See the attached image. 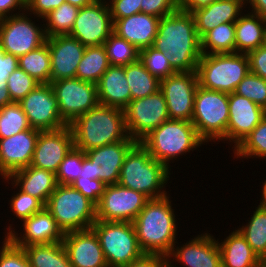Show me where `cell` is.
Listing matches in <instances>:
<instances>
[{
	"label": "cell",
	"instance_id": "11",
	"mask_svg": "<svg viewBox=\"0 0 266 267\" xmlns=\"http://www.w3.org/2000/svg\"><path fill=\"white\" fill-rule=\"evenodd\" d=\"M20 11L0 20V47L2 51L20 57L46 43L44 23L41 27Z\"/></svg>",
	"mask_w": 266,
	"mask_h": 267
},
{
	"label": "cell",
	"instance_id": "5",
	"mask_svg": "<svg viewBox=\"0 0 266 267\" xmlns=\"http://www.w3.org/2000/svg\"><path fill=\"white\" fill-rule=\"evenodd\" d=\"M140 143L149 154L168 169L169 162L205 144L191 121L168 119L151 131ZM194 149V150H193Z\"/></svg>",
	"mask_w": 266,
	"mask_h": 267
},
{
	"label": "cell",
	"instance_id": "15",
	"mask_svg": "<svg viewBox=\"0 0 266 267\" xmlns=\"http://www.w3.org/2000/svg\"><path fill=\"white\" fill-rule=\"evenodd\" d=\"M114 23L108 2L95 0L92 4L79 8L70 36L85 47L103 45L113 32Z\"/></svg>",
	"mask_w": 266,
	"mask_h": 267
},
{
	"label": "cell",
	"instance_id": "7",
	"mask_svg": "<svg viewBox=\"0 0 266 267\" xmlns=\"http://www.w3.org/2000/svg\"><path fill=\"white\" fill-rule=\"evenodd\" d=\"M45 207L64 234L91 228L96 221V205L72 185H57Z\"/></svg>",
	"mask_w": 266,
	"mask_h": 267
},
{
	"label": "cell",
	"instance_id": "45",
	"mask_svg": "<svg viewBox=\"0 0 266 267\" xmlns=\"http://www.w3.org/2000/svg\"><path fill=\"white\" fill-rule=\"evenodd\" d=\"M10 207L17 218L23 221L34 213L40 212L45 206L36 198L19 190L10 200Z\"/></svg>",
	"mask_w": 266,
	"mask_h": 267
},
{
	"label": "cell",
	"instance_id": "54",
	"mask_svg": "<svg viewBox=\"0 0 266 267\" xmlns=\"http://www.w3.org/2000/svg\"><path fill=\"white\" fill-rule=\"evenodd\" d=\"M14 10L25 12L26 2L24 0H0V20L12 16Z\"/></svg>",
	"mask_w": 266,
	"mask_h": 267
},
{
	"label": "cell",
	"instance_id": "23",
	"mask_svg": "<svg viewBox=\"0 0 266 267\" xmlns=\"http://www.w3.org/2000/svg\"><path fill=\"white\" fill-rule=\"evenodd\" d=\"M22 222L23 235L20 234V236L16 233L12 226L7 228L9 230L5 235L18 247L23 248L34 244L59 243L64 238V233L46 207L40 212L34 213L29 218L24 219Z\"/></svg>",
	"mask_w": 266,
	"mask_h": 267
},
{
	"label": "cell",
	"instance_id": "9",
	"mask_svg": "<svg viewBox=\"0 0 266 267\" xmlns=\"http://www.w3.org/2000/svg\"><path fill=\"white\" fill-rule=\"evenodd\" d=\"M92 228L99 238L108 267H124L144 254L132 222L96 220Z\"/></svg>",
	"mask_w": 266,
	"mask_h": 267
},
{
	"label": "cell",
	"instance_id": "53",
	"mask_svg": "<svg viewBox=\"0 0 266 267\" xmlns=\"http://www.w3.org/2000/svg\"><path fill=\"white\" fill-rule=\"evenodd\" d=\"M18 67V57L2 51L0 47V81L7 83L8 76Z\"/></svg>",
	"mask_w": 266,
	"mask_h": 267
},
{
	"label": "cell",
	"instance_id": "40",
	"mask_svg": "<svg viewBox=\"0 0 266 267\" xmlns=\"http://www.w3.org/2000/svg\"><path fill=\"white\" fill-rule=\"evenodd\" d=\"M233 151L237 158L266 159V116Z\"/></svg>",
	"mask_w": 266,
	"mask_h": 267
},
{
	"label": "cell",
	"instance_id": "47",
	"mask_svg": "<svg viewBox=\"0 0 266 267\" xmlns=\"http://www.w3.org/2000/svg\"><path fill=\"white\" fill-rule=\"evenodd\" d=\"M71 185L95 205L99 203L106 187L101 180L88 179L80 176Z\"/></svg>",
	"mask_w": 266,
	"mask_h": 267
},
{
	"label": "cell",
	"instance_id": "58",
	"mask_svg": "<svg viewBox=\"0 0 266 267\" xmlns=\"http://www.w3.org/2000/svg\"><path fill=\"white\" fill-rule=\"evenodd\" d=\"M69 4L76 6L78 8H82L84 6H88L92 4L95 0H65Z\"/></svg>",
	"mask_w": 266,
	"mask_h": 267
},
{
	"label": "cell",
	"instance_id": "32",
	"mask_svg": "<svg viewBox=\"0 0 266 267\" xmlns=\"http://www.w3.org/2000/svg\"><path fill=\"white\" fill-rule=\"evenodd\" d=\"M109 66L104 45L88 46L78 65L76 78L97 84Z\"/></svg>",
	"mask_w": 266,
	"mask_h": 267
},
{
	"label": "cell",
	"instance_id": "57",
	"mask_svg": "<svg viewBox=\"0 0 266 267\" xmlns=\"http://www.w3.org/2000/svg\"><path fill=\"white\" fill-rule=\"evenodd\" d=\"M10 103H12V100L7 90V83H2L0 81V108Z\"/></svg>",
	"mask_w": 266,
	"mask_h": 267
},
{
	"label": "cell",
	"instance_id": "44",
	"mask_svg": "<svg viewBox=\"0 0 266 267\" xmlns=\"http://www.w3.org/2000/svg\"><path fill=\"white\" fill-rule=\"evenodd\" d=\"M38 84L40 83L37 80L18 67L7 80V90L12 102L21 101Z\"/></svg>",
	"mask_w": 266,
	"mask_h": 267
},
{
	"label": "cell",
	"instance_id": "16",
	"mask_svg": "<svg viewBox=\"0 0 266 267\" xmlns=\"http://www.w3.org/2000/svg\"><path fill=\"white\" fill-rule=\"evenodd\" d=\"M19 104L31 128L54 131L67 126L60 116L58 101L50 84H38Z\"/></svg>",
	"mask_w": 266,
	"mask_h": 267
},
{
	"label": "cell",
	"instance_id": "30",
	"mask_svg": "<svg viewBox=\"0 0 266 267\" xmlns=\"http://www.w3.org/2000/svg\"><path fill=\"white\" fill-rule=\"evenodd\" d=\"M218 247L222 267H256L258 265L260 258L238 229L231 232L223 242L218 241Z\"/></svg>",
	"mask_w": 266,
	"mask_h": 267
},
{
	"label": "cell",
	"instance_id": "37",
	"mask_svg": "<svg viewBox=\"0 0 266 267\" xmlns=\"http://www.w3.org/2000/svg\"><path fill=\"white\" fill-rule=\"evenodd\" d=\"M78 13L79 8L68 2H64L58 8L52 10L43 18L46 22L44 24L46 36L69 35Z\"/></svg>",
	"mask_w": 266,
	"mask_h": 267
},
{
	"label": "cell",
	"instance_id": "59",
	"mask_svg": "<svg viewBox=\"0 0 266 267\" xmlns=\"http://www.w3.org/2000/svg\"><path fill=\"white\" fill-rule=\"evenodd\" d=\"M264 185L262 186V199H260V205L266 208V180L265 183H263Z\"/></svg>",
	"mask_w": 266,
	"mask_h": 267
},
{
	"label": "cell",
	"instance_id": "17",
	"mask_svg": "<svg viewBox=\"0 0 266 267\" xmlns=\"http://www.w3.org/2000/svg\"><path fill=\"white\" fill-rule=\"evenodd\" d=\"M198 85L196 71L177 72L160 81V90L166 100L169 119L192 120Z\"/></svg>",
	"mask_w": 266,
	"mask_h": 267
},
{
	"label": "cell",
	"instance_id": "51",
	"mask_svg": "<svg viewBox=\"0 0 266 267\" xmlns=\"http://www.w3.org/2000/svg\"><path fill=\"white\" fill-rule=\"evenodd\" d=\"M249 60V70L266 79V47L261 46L247 53Z\"/></svg>",
	"mask_w": 266,
	"mask_h": 267
},
{
	"label": "cell",
	"instance_id": "19",
	"mask_svg": "<svg viewBox=\"0 0 266 267\" xmlns=\"http://www.w3.org/2000/svg\"><path fill=\"white\" fill-rule=\"evenodd\" d=\"M40 130L30 128L8 138L0 139V176L8 178L13 172L30 166Z\"/></svg>",
	"mask_w": 266,
	"mask_h": 267
},
{
	"label": "cell",
	"instance_id": "31",
	"mask_svg": "<svg viewBox=\"0 0 266 267\" xmlns=\"http://www.w3.org/2000/svg\"><path fill=\"white\" fill-rule=\"evenodd\" d=\"M31 267H72L62 242L23 247Z\"/></svg>",
	"mask_w": 266,
	"mask_h": 267
},
{
	"label": "cell",
	"instance_id": "1",
	"mask_svg": "<svg viewBox=\"0 0 266 267\" xmlns=\"http://www.w3.org/2000/svg\"><path fill=\"white\" fill-rule=\"evenodd\" d=\"M153 47L166 53L176 72L197 71L202 57L201 38L196 31L192 13L176 9L170 15L163 16Z\"/></svg>",
	"mask_w": 266,
	"mask_h": 267
},
{
	"label": "cell",
	"instance_id": "24",
	"mask_svg": "<svg viewBox=\"0 0 266 267\" xmlns=\"http://www.w3.org/2000/svg\"><path fill=\"white\" fill-rule=\"evenodd\" d=\"M185 245L173 247L167 256L168 261L173 260L183 263L187 267H222L218 239L210 233H202Z\"/></svg>",
	"mask_w": 266,
	"mask_h": 267
},
{
	"label": "cell",
	"instance_id": "28",
	"mask_svg": "<svg viewBox=\"0 0 266 267\" xmlns=\"http://www.w3.org/2000/svg\"><path fill=\"white\" fill-rule=\"evenodd\" d=\"M97 92L100 105L124 110L131 101L125 66H109L97 83Z\"/></svg>",
	"mask_w": 266,
	"mask_h": 267
},
{
	"label": "cell",
	"instance_id": "27",
	"mask_svg": "<svg viewBox=\"0 0 266 267\" xmlns=\"http://www.w3.org/2000/svg\"><path fill=\"white\" fill-rule=\"evenodd\" d=\"M3 179L7 180L6 182L11 180L13 187L19 186V190L38 199L44 206L58 185L56 174L33 166L13 172L8 178Z\"/></svg>",
	"mask_w": 266,
	"mask_h": 267
},
{
	"label": "cell",
	"instance_id": "36",
	"mask_svg": "<svg viewBox=\"0 0 266 267\" xmlns=\"http://www.w3.org/2000/svg\"><path fill=\"white\" fill-rule=\"evenodd\" d=\"M248 224L238 228L259 258L266 257V208L260 204Z\"/></svg>",
	"mask_w": 266,
	"mask_h": 267
},
{
	"label": "cell",
	"instance_id": "6",
	"mask_svg": "<svg viewBox=\"0 0 266 267\" xmlns=\"http://www.w3.org/2000/svg\"><path fill=\"white\" fill-rule=\"evenodd\" d=\"M249 71L247 54L224 53L202 54L196 72L201 87L229 94Z\"/></svg>",
	"mask_w": 266,
	"mask_h": 267
},
{
	"label": "cell",
	"instance_id": "8",
	"mask_svg": "<svg viewBox=\"0 0 266 267\" xmlns=\"http://www.w3.org/2000/svg\"><path fill=\"white\" fill-rule=\"evenodd\" d=\"M228 120V93L208 90L198 85L191 122L199 137L207 143L214 139L213 142L227 141Z\"/></svg>",
	"mask_w": 266,
	"mask_h": 267
},
{
	"label": "cell",
	"instance_id": "29",
	"mask_svg": "<svg viewBox=\"0 0 266 267\" xmlns=\"http://www.w3.org/2000/svg\"><path fill=\"white\" fill-rule=\"evenodd\" d=\"M235 25V53H245L264 46L266 39V20L260 15L242 13Z\"/></svg>",
	"mask_w": 266,
	"mask_h": 267
},
{
	"label": "cell",
	"instance_id": "33",
	"mask_svg": "<svg viewBox=\"0 0 266 267\" xmlns=\"http://www.w3.org/2000/svg\"><path fill=\"white\" fill-rule=\"evenodd\" d=\"M125 75L131 92V100L144 98L160 90V81L138 60L125 66Z\"/></svg>",
	"mask_w": 266,
	"mask_h": 267
},
{
	"label": "cell",
	"instance_id": "13",
	"mask_svg": "<svg viewBox=\"0 0 266 267\" xmlns=\"http://www.w3.org/2000/svg\"><path fill=\"white\" fill-rule=\"evenodd\" d=\"M50 85L58 101L60 116L67 125L99 105L95 83L68 78L51 82Z\"/></svg>",
	"mask_w": 266,
	"mask_h": 267
},
{
	"label": "cell",
	"instance_id": "4",
	"mask_svg": "<svg viewBox=\"0 0 266 267\" xmlns=\"http://www.w3.org/2000/svg\"><path fill=\"white\" fill-rule=\"evenodd\" d=\"M170 170L137 142L125 156L118 184L140 192L148 199L161 198L167 195L162 189L169 180Z\"/></svg>",
	"mask_w": 266,
	"mask_h": 267
},
{
	"label": "cell",
	"instance_id": "49",
	"mask_svg": "<svg viewBox=\"0 0 266 267\" xmlns=\"http://www.w3.org/2000/svg\"><path fill=\"white\" fill-rule=\"evenodd\" d=\"M177 9L175 0H142L141 12L158 18L170 15Z\"/></svg>",
	"mask_w": 266,
	"mask_h": 267
},
{
	"label": "cell",
	"instance_id": "35",
	"mask_svg": "<svg viewBox=\"0 0 266 267\" xmlns=\"http://www.w3.org/2000/svg\"><path fill=\"white\" fill-rule=\"evenodd\" d=\"M19 68L40 84H50L51 61L47 43L18 58Z\"/></svg>",
	"mask_w": 266,
	"mask_h": 267
},
{
	"label": "cell",
	"instance_id": "22",
	"mask_svg": "<svg viewBox=\"0 0 266 267\" xmlns=\"http://www.w3.org/2000/svg\"><path fill=\"white\" fill-rule=\"evenodd\" d=\"M62 243L72 267H108L99 238L92 227L65 233Z\"/></svg>",
	"mask_w": 266,
	"mask_h": 267
},
{
	"label": "cell",
	"instance_id": "61",
	"mask_svg": "<svg viewBox=\"0 0 266 267\" xmlns=\"http://www.w3.org/2000/svg\"><path fill=\"white\" fill-rule=\"evenodd\" d=\"M171 261H168V267H174L173 265H171Z\"/></svg>",
	"mask_w": 266,
	"mask_h": 267
},
{
	"label": "cell",
	"instance_id": "21",
	"mask_svg": "<svg viewBox=\"0 0 266 267\" xmlns=\"http://www.w3.org/2000/svg\"><path fill=\"white\" fill-rule=\"evenodd\" d=\"M46 43L51 61L50 83L76 78V71L86 47L70 35L47 37Z\"/></svg>",
	"mask_w": 266,
	"mask_h": 267
},
{
	"label": "cell",
	"instance_id": "55",
	"mask_svg": "<svg viewBox=\"0 0 266 267\" xmlns=\"http://www.w3.org/2000/svg\"><path fill=\"white\" fill-rule=\"evenodd\" d=\"M217 0H175L177 9L192 12L206 7Z\"/></svg>",
	"mask_w": 266,
	"mask_h": 267
},
{
	"label": "cell",
	"instance_id": "34",
	"mask_svg": "<svg viewBox=\"0 0 266 267\" xmlns=\"http://www.w3.org/2000/svg\"><path fill=\"white\" fill-rule=\"evenodd\" d=\"M207 50V51H206ZM202 54L235 53V25L224 23L201 37Z\"/></svg>",
	"mask_w": 266,
	"mask_h": 267
},
{
	"label": "cell",
	"instance_id": "39",
	"mask_svg": "<svg viewBox=\"0 0 266 267\" xmlns=\"http://www.w3.org/2000/svg\"><path fill=\"white\" fill-rule=\"evenodd\" d=\"M30 128L27 116L19 102H12L0 108V139Z\"/></svg>",
	"mask_w": 266,
	"mask_h": 267
},
{
	"label": "cell",
	"instance_id": "18",
	"mask_svg": "<svg viewBox=\"0 0 266 267\" xmlns=\"http://www.w3.org/2000/svg\"><path fill=\"white\" fill-rule=\"evenodd\" d=\"M73 147V133L69 125L54 131H40L30 166L56 174Z\"/></svg>",
	"mask_w": 266,
	"mask_h": 267
},
{
	"label": "cell",
	"instance_id": "42",
	"mask_svg": "<svg viewBox=\"0 0 266 267\" xmlns=\"http://www.w3.org/2000/svg\"><path fill=\"white\" fill-rule=\"evenodd\" d=\"M84 157L85 152L75 147L68 152L56 172L58 185H71L79 177Z\"/></svg>",
	"mask_w": 266,
	"mask_h": 267
},
{
	"label": "cell",
	"instance_id": "2",
	"mask_svg": "<svg viewBox=\"0 0 266 267\" xmlns=\"http://www.w3.org/2000/svg\"><path fill=\"white\" fill-rule=\"evenodd\" d=\"M169 195L149 199L132 222L138 244L147 254L168 256L176 241L177 224Z\"/></svg>",
	"mask_w": 266,
	"mask_h": 267
},
{
	"label": "cell",
	"instance_id": "25",
	"mask_svg": "<svg viewBox=\"0 0 266 267\" xmlns=\"http://www.w3.org/2000/svg\"><path fill=\"white\" fill-rule=\"evenodd\" d=\"M160 19L141 12L116 20L113 32L140 51L143 48L153 46Z\"/></svg>",
	"mask_w": 266,
	"mask_h": 267
},
{
	"label": "cell",
	"instance_id": "14",
	"mask_svg": "<svg viewBox=\"0 0 266 267\" xmlns=\"http://www.w3.org/2000/svg\"><path fill=\"white\" fill-rule=\"evenodd\" d=\"M149 199L120 184L106 185L96 205V220L133 222Z\"/></svg>",
	"mask_w": 266,
	"mask_h": 267
},
{
	"label": "cell",
	"instance_id": "52",
	"mask_svg": "<svg viewBox=\"0 0 266 267\" xmlns=\"http://www.w3.org/2000/svg\"><path fill=\"white\" fill-rule=\"evenodd\" d=\"M124 267H168V259L161 254L144 253L140 258Z\"/></svg>",
	"mask_w": 266,
	"mask_h": 267
},
{
	"label": "cell",
	"instance_id": "38",
	"mask_svg": "<svg viewBox=\"0 0 266 267\" xmlns=\"http://www.w3.org/2000/svg\"><path fill=\"white\" fill-rule=\"evenodd\" d=\"M110 66H127L139 60V50L124 38L112 32L104 42Z\"/></svg>",
	"mask_w": 266,
	"mask_h": 267
},
{
	"label": "cell",
	"instance_id": "10",
	"mask_svg": "<svg viewBox=\"0 0 266 267\" xmlns=\"http://www.w3.org/2000/svg\"><path fill=\"white\" fill-rule=\"evenodd\" d=\"M136 143L128 136L124 141L86 151L79 176L101 180L105 185L117 184L125 156Z\"/></svg>",
	"mask_w": 266,
	"mask_h": 267
},
{
	"label": "cell",
	"instance_id": "41",
	"mask_svg": "<svg viewBox=\"0 0 266 267\" xmlns=\"http://www.w3.org/2000/svg\"><path fill=\"white\" fill-rule=\"evenodd\" d=\"M139 60L143 66L159 81L177 73L171 67L166 53L157 50L153 46L140 50Z\"/></svg>",
	"mask_w": 266,
	"mask_h": 267
},
{
	"label": "cell",
	"instance_id": "50",
	"mask_svg": "<svg viewBox=\"0 0 266 267\" xmlns=\"http://www.w3.org/2000/svg\"><path fill=\"white\" fill-rule=\"evenodd\" d=\"M65 0H28L26 14H34L39 18L46 17L52 10L58 8ZM31 12V13H27Z\"/></svg>",
	"mask_w": 266,
	"mask_h": 267
},
{
	"label": "cell",
	"instance_id": "12",
	"mask_svg": "<svg viewBox=\"0 0 266 267\" xmlns=\"http://www.w3.org/2000/svg\"><path fill=\"white\" fill-rule=\"evenodd\" d=\"M123 111L127 133L136 142H140L169 119L166 100L161 90L144 98L131 100Z\"/></svg>",
	"mask_w": 266,
	"mask_h": 267
},
{
	"label": "cell",
	"instance_id": "46",
	"mask_svg": "<svg viewBox=\"0 0 266 267\" xmlns=\"http://www.w3.org/2000/svg\"><path fill=\"white\" fill-rule=\"evenodd\" d=\"M0 250V267H31L26 252L7 236Z\"/></svg>",
	"mask_w": 266,
	"mask_h": 267
},
{
	"label": "cell",
	"instance_id": "48",
	"mask_svg": "<svg viewBox=\"0 0 266 267\" xmlns=\"http://www.w3.org/2000/svg\"><path fill=\"white\" fill-rule=\"evenodd\" d=\"M113 23L125 17L141 13L142 0H108Z\"/></svg>",
	"mask_w": 266,
	"mask_h": 267
},
{
	"label": "cell",
	"instance_id": "56",
	"mask_svg": "<svg viewBox=\"0 0 266 267\" xmlns=\"http://www.w3.org/2000/svg\"><path fill=\"white\" fill-rule=\"evenodd\" d=\"M245 3H250L252 12L266 18V0H245Z\"/></svg>",
	"mask_w": 266,
	"mask_h": 267
},
{
	"label": "cell",
	"instance_id": "26",
	"mask_svg": "<svg viewBox=\"0 0 266 267\" xmlns=\"http://www.w3.org/2000/svg\"><path fill=\"white\" fill-rule=\"evenodd\" d=\"M245 4V0H217L206 7L192 11L198 36L201 38L220 24L235 23L242 14Z\"/></svg>",
	"mask_w": 266,
	"mask_h": 267
},
{
	"label": "cell",
	"instance_id": "3",
	"mask_svg": "<svg viewBox=\"0 0 266 267\" xmlns=\"http://www.w3.org/2000/svg\"><path fill=\"white\" fill-rule=\"evenodd\" d=\"M69 126L74 147L84 152L124 141L129 136L123 109L100 104L77 117Z\"/></svg>",
	"mask_w": 266,
	"mask_h": 267
},
{
	"label": "cell",
	"instance_id": "20",
	"mask_svg": "<svg viewBox=\"0 0 266 267\" xmlns=\"http://www.w3.org/2000/svg\"><path fill=\"white\" fill-rule=\"evenodd\" d=\"M229 120L227 141L234 143V149L265 118L266 109L236 93L228 94Z\"/></svg>",
	"mask_w": 266,
	"mask_h": 267
},
{
	"label": "cell",
	"instance_id": "43",
	"mask_svg": "<svg viewBox=\"0 0 266 267\" xmlns=\"http://www.w3.org/2000/svg\"><path fill=\"white\" fill-rule=\"evenodd\" d=\"M234 93L266 109V79L249 71L239 82Z\"/></svg>",
	"mask_w": 266,
	"mask_h": 267
},
{
	"label": "cell",
	"instance_id": "60",
	"mask_svg": "<svg viewBox=\"0 0 266 267\" xmlns=\"http://www.w3.org/2000/svg\"><path fill=\"white\" fill-rule=\"evenodd\" d=\"M256 267H266V257L260 258Z\"/></svg>",
	"mask_w": 266,
	"mask_h": 267
}]
</instances>
